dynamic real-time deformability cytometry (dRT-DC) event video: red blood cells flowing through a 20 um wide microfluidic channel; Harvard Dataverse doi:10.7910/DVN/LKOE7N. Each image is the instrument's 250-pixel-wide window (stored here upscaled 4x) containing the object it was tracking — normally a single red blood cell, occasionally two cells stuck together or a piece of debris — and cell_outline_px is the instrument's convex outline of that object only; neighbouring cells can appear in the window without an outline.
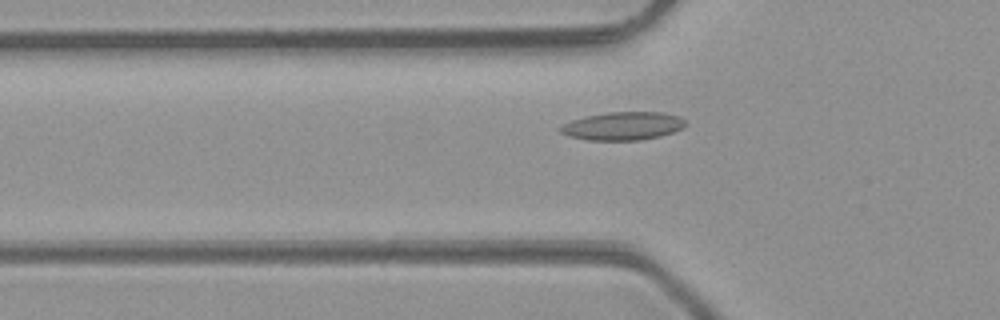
{"species": "common noctule bat (a hibernating species)", "species_latin": "Nyctalus noctula", "temperature_condition": "room temperature", "stored_images_in_passage": 44, "camera_frame_rate_fps": 3000, "um_per_image_px": 0.085, "animal": {"sex": "male", "body_mass_g": 23.1, "forearm_length_mm": 52.7}, "frame": {"image": 1, "passage_image": 12, "time_ms": 3.667, "image_size_px": [1000, 320], "cell_outline_px": [[688, 124], [684, 128], [660, 136], [640, 140], [588, 140], [568, 136], [560, 132], [556, 128], [572, 120], [584, 116], [608, 112], [664, 112], [680, 116]], "centroid_in_image_um": [52.95, 10.7], "position_along_channel_um": 72.8, "area_um2": 20.75}}
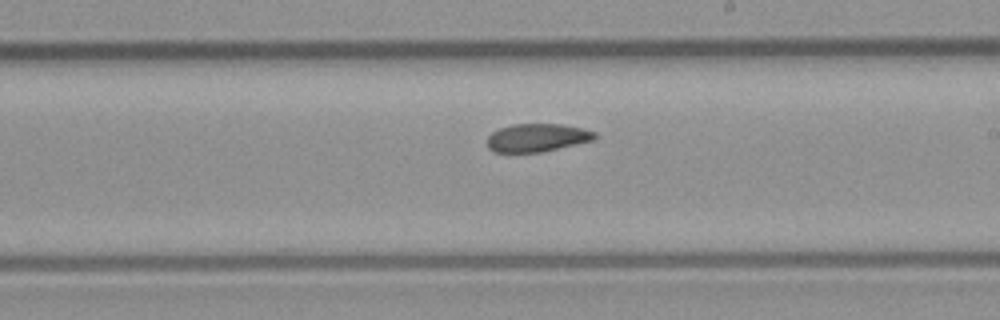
{"frame": {"image": 2, "passage_image": 24, "time_ms": 7.667, "image_size_px": [1000, 320], "cell_outline_px": [[596, 140], [540, 152], [492, 152], [488, 148], [488, 136], [492, 132], [500, 128], [512, 124], [560, 124], [584, 128], [596, 132]], "centroid_in_image_um": [45.68, 11.7], "position_along_channel_um": 243.3, "area_um2": 17.69}}
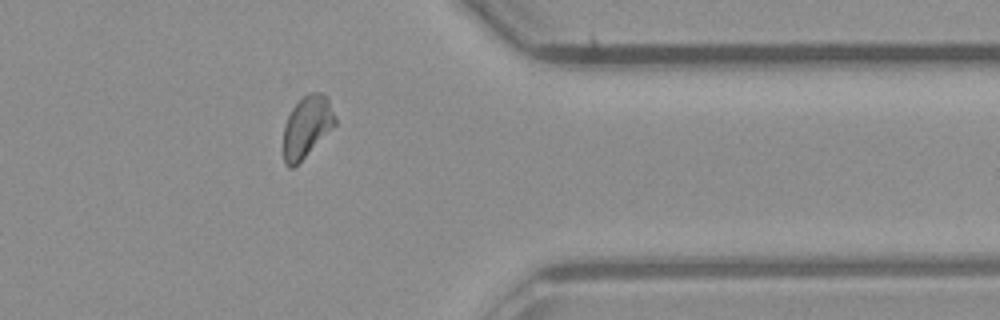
{"frame": {"image": 3, "passage_image": 35, "time_ms": 11.333, "image_size_px": [1000, 320], "cell_outline_px": [[336, 124], [292, 168], [288, 168], [284, 164], [284, 124], [292, 108], [308, 92], [320, 92], [328, 96], [336, 120]], "centroid_in_image_um": [26.08, 10.73], "position_along_channel_um": 385.3, "area_um2": 18.15}, "authors_computed_cell_mechanics": {"area_um2": 18.7272, "velocity_mm_per_s": 4.2311, "shape_relaxation_time_tau1_ms": null, "shape_relaxation_time_tau2_ms": 4.8172, "deformation_change_tau1": null, "deformation_change_tau2": 0.1095}}